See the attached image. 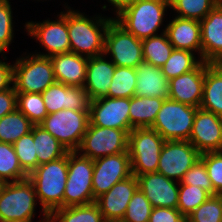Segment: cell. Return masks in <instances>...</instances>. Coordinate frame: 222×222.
I'll list each match as a JSON object with an SVG mask.
<instances>
[{"label": "cell", "instance_id": "cell-42", "mask_svg": "<svg viewBox=\"0 0 222 222\" xmlns=\"http://www.w3.org/2000/svg\"><path fill=\"white\" fill-rule=\"evenodd\" d=\"M13 16L9 0H0V51L8 49L14 37Z\"/></svg>", "mask_w": 222, "mask_h": 222}, {"label": "cell", "instance_id": "cell-19", "mask_svg": "<svg viewBox=\"0 0 222 222\" xmlns=\"http://www.w3.org/2000/svg\"><path fill=\"white\" fill-rule=\"evenodd\" d=\"M138 188L145 194L153 208H177L179 187L177 180L160 173H147L137 176Z\"/></svg>", "mask_w": 222, "mask_h": 222}, {"label": "cell", "instance_id": "cell-1", "mask_svg": "<svg viewBox=\"0 0 222 222\" xmlns=\"http://www.w3.org/2000/svg\"><path fill=\"white\" fill-rule=\"evenodd\" d=\"M67 8V29L70 39V52L87 58L104 53L105 35L113 17L94 15L88 18L85 13Z\"/></svg>", "mask_w": 222, "mask_h": 222}, {"label": "cell", "instance_id": "cell-23", "mask_svg": "<svg viewBox=\"0 0 222 222\" xmlns=\"http://www.w3.org/2000/svg\"><path fill=\"white\" fill-rule=\"evenodd\" d=\"M103 53L88 58L84 89L90 100L108 97V90L112 82L116 66L106 59Z\"/></svg>", "mask_w": 222, "mask_h": 222}, {"label": "cell", "instance_id": "cell-4", "mask_svg": "<svg viewBox=\"0 0 222 222\" xmlns=\"http://www.w3.org/2000/svg\"><path fill=\"white\" fill-rule=\"evenodd\" d=\"M23 55L13 64L15 91L41 94L56 82L51 59L36 54Z\"/></svg>", "mask_w": 222, "mask_h": 222}, {"label": "cell", "instance_id": "cell-31", "mask_svg": "<svg viewBox=\"0 0 222 222\" xmlns=\"http://www.w3.org/2000/svg\"><path fill=\"white\" fill-rule=\"evenodd\" d=\"M144 62L156 67H162L174 50L169 42L165 29L159 35L142 40Z\"/></svg>", "mask_w": 222, "mask_h": 222}, {"label": "cell", "instance_id": "cell-17", "mask_svg": "<svg viewBox=\"0 0 222 222\" xmlns=\"http://www.w3.org/2000/svg\"><path fill=\"white\" fill-rule=\"evenodd\" d=\"M138 189L135 175L116 183L108 192L96 198L95 203L106 222H120L133 194Z\"/></svg>", "mask_w": 222, "mask_h": 222}, {"label": "cell", "instance_id": "cell-24", "mask_svg": "<svg viewBox=\"0 0 222 222\" xmlns=\"http://www.w3.org/2000/svg\"><path fill=\"white\" fill-rule=\"evenodd\" d=\"M56 82L84 88L88 58L73 52L50 57Z\"/></svg>", "mask_w": 222, "mask_h": 222}, {"label": "cell", "instance_id": "cell-27", "mask_svg": "<svg viewBox=\"0 0 222 222\" xmlns=\"http://www.w3.org/2000/svg\"><path fill=\"white\" fill-rule=\"evenodd\" d=\"M165 99L159 97L130 98V131L134 128H151Z\"/></svg>", "mask_w": 222, "mask_h": 222}, {"label": "cell", "instance_id": "cell-6", "mask_svg": "<svg viewBox=\"0 0 222 222\" xmlns=\"http://www.w3.org/2000/svg\"><path fill=\"white\" fill-rule=\"evenodd\" d=\"M93 160L77 151L68 152V176L63 207L86 205L95 202L92 191Z\"/></svg>", "mask_w": 222, "mask_h": 222}, {"label": "cell", "instance_id": "cell-16", "mask_svg": "<svg viewBox=\"0 0 222 222\" xmlns=\"http://www.w3.org/2000/svg\"><path fill=\"white\" fill-rule=\"evenodd\" d=\"M189 141L201 154L222 152V117L198 108Z\"/></svg>", "mask_w": 222, "mask_h": 222}, {"label": "cell", "instance_id": "cell-41", "mask_svg": "<svg viewBox=\"0 0 222 222\" xmlns=\"http://www.w3.org/2000/svg\"><path fill=\"white\" fill-rule=\"evenodd\" d=\"M180 184L193 185L206 190L211 196L216 195L204 162L199 159L178 182Z\"/></svg>", "mask_w": 222, "mask_h": 222}, {"label": "cell", "instance_id": "cell-49", "mask_svg": "<svg viewBox=\"0 0 222 222\" xmlns=\"http://www.w3.org/2000/svg\"><path fill=\"white\" fill-rule=\"evenodd\" d=\"M39 222H53L50 218H43Z\"/></svg>", "mask_w": 222, "mask_h": 222}, {"label": "cell", "instance_id": "cell-39", "mask_svg": "<svg viewBox=\"0 0 222 222\" xmlns=\"http://www.w3.org/2000/svg\"><path fill=\"white\" fill-rule=\"evenodd\" d=\"M222 195H212L191 214L188 222H221Z\"/></svg>", "mask_w": 222, "mask_h": 222}, {"label": "cell", "instance_id": "cell-9", "mask_svg": "<svg viewBox=\"0 0 222 222\" xmlns=\"http://www.w3.org/2000/svg\"><path fill=\"white\" fill-rule=\"evenodd\" d=\"M89 123V111L63 109L48 114L39 125L64 145L68 151H76Z\"/></svg>", "mask_w": 222, "mask_h": 222}, {"label": "cell", "instance_id": "cell-8", "mask_svg": "<svg viewBox=\"0 0 222 222\" xmlns=\"http://www.w3.org/2000/svg\"><path fill=\"white\" fill-rule=\"evenodd\" d=\"M33 183L27 178L18 182L2 183L0 189V222L32 220L37 205Z\"/></svg>", "mask_w": 222, "mask_h": 222}, {"label": "cell", "instance_id": "cell-15", "mask_svg": "<svg viewBox=\"0 0 222 222\" xmlns=\"http://www.w3.org/2000/svg\"><path fill=\"white\" fill-rule=\"evenodd\" d=\"M130 98L104 97L92 100L89 108L90 125L130 130Z\"/></svg>", "mask_w": 222, "mask_h": 222}, {"label": "cell", "instance_id": "cell-12", "mask_svg": "<svg viewBox=\"0 0 222 222\" xmlns=\"http://www.w3.org/2000/svg\"><path fill=\"white\" fill-rule=\"evenodd\" d=\"M56 20H44L43 22H25V29L28 35L36 38L44 47L46 53L36 55L51 57L56 54L70 52V39L67 29V9L60 12Z\"/></svg>", "mask_w": 222, "mask_h": 222}, {"label": "cell", "instance_id": "cell-5", "mask_svg": "<svg viewBox=\"0 0 222 222\" xmlns=\"http://www.w3.org/2000/svg\"><path fill=\"white\" fill-rule=\"evenodd\" d=\"M164 143V138L151 128L132 129L128 142L132 175L156 173Z\"/></svg>", "mask_w": 222, "mask_h": 222}, {"label": "cell", "instance_id": "cell-28", "mask_svg": "<svg viewBox=\"0 0 222 222\" xmlns=\"http://www.w3.org/2000/svg\"><path fill=\"white\" fill-rule=\"evenodd\" d=\"M33 139L38 166L64 157L69 151L40 125H33Z\"/></svg>", "mask_w": 222, "mask_h": 222}, {"label": "cell", "instance_id": "cell-25", "mask_svg": "<svg viewBox=\"0 0 222 222\" xmlns=\"http://www.w3.org/2000/svg\"><path fill=\"white\" fill-rule=\"evenodd\" d=\"M138 97H159L169 99V80L163 74L161 67L142 62L135 68Z\"/></svg>", "mask_w": 222, "mask_h": 222}, {"label": "cell", "instance_id": "cell-40", "mask_svg": "<svg viewBox=\"0 0 222 222\" xmlns=\"http://www.w3.org/2000/svg\"><path fill=\"white\" fill-rule=\"evenodd\" d=\"M152 205L145 194L138 188L133 194L125 215L120 222H148L152 212Z\"/></svg>", "mask_w": 222, "mask_h": 222}, {"label": "cell", "instance_id": "cell-20", "mask_svg": "<svg viewBox=\"0 0 222 222\" xmlns=\"http://www.w3.org/2000/svg\"><path fill=\"white\" fill-rule=\"evenodd\" d=\"M205 62L194 70L169 80V99L200 108L203 98Z\"/></svg>", "mask_w": 222, "mask_h": 222}, {"label": "cell", "instance_id": "cell-22", "mask_svg": "<svg viewBox=\"0 0 222 222\" xmlns=\"http://www.w3.org/2000/svg\"><path fill=\"white\" fill-rule=\"evenodd\" d=\"M165 33L174 49L198 52L202 60L200 21L175 16L165 26Z\"/></svg>", "mask_w": 222, "mask_h": 222}, {"label": "cell", "instance_id": "cell-21", "mask_svg": "<svg viewBox=\"0 0 222 222\" xmlns=\"http://www.w3.org/2000/svg\"><path fill=\"white\" fill-rule=\"evenodd\" d=\"M202 61L222 63V1L200 21Z\"/></svg>", "mask_w": 222, "mask_h": 222}, {"label": "cell", "instance_id": "cell-33", "mask_svg": "<svg viewBox=\"0 0 222 222\" xmlns=\"http://www.w3.org/2000/svg\"><path fill=\"white\" fill-rule=\"evenodd\" d=\"M202 60L196 59L195 53L187 50L174 49L169 59L161 67L168 80L194 70Z\"/></svg>", "mask_w": 222, "mask_h": 222}, {"label": "cell", "instance_id": "cell-3", "mask_svg": "<svg viewBox=\"0 0 222 222\" xmlns=\"http://www.w3.org/2000/svg\"><path fill=\"white\" fill-rule=\"evenodd\" d=\"M170 0H139L124 9L114 20L138 39L158 35ZM164 18V19H163Z\"/></svg>", "mask_w": 222, "mask_h": 222}, {"label": "cell", "instance_id": "cell-37", "mask_svg": "<svg viewBox=\"0 0 222 222\" xmlns=\"http://www.w3.org/2000/svg\"><path fill=\"white\" fill-rule=\"evenodd\" d=\"M13 147L22 170L29 176L38 167L33 139V127L31 132L14 142Z\"/></svg>", "mask_w": 222, "mask_h": 222}, {"label": "cell", "instance_id": "cell-11", "mask_svg": "<svg viewBox=\"0 0 222 222\" xmlns=\"http://www.w3.org/2000/svg\"><path fill=\"white\" fill-rule=\"evenodd\" d=\"M104 54H109L117 67L136 68L144 61L142 40L127 32L114 19L106 31Z\"/></svg>", "mask_w": 222, "mask_h": 222}, {"label": "cell", "instance_id": "cell-13", "mask_svg": "<svg viewBox=\"0 0 222 222\" xmlns=\"http://www.w3.org/2000/svg\"><path fill=\"white\" fill-rule=\"evenodd\" d=\"M200 157L201 153L190 141H165L161 149L157 173L180 182Z\"/></svg>", "mask_w": 222, "mask_h": 222}, {"label": "cell", "instance_id": "cell-36", "mask_svg": "<svg viewBox=\"0 0 222 222\" xmlns=\"http://www.w3.org/2000/svg\"><path fill=\"white\" fill-rule=\"evenodd\" d=\"M16 95L17 109L34 125H39L48 115L42 94L16 92Z\"/></svg>", "mask_w": 222, "mask_h": 222}, {"label": "cell", "instance_id": "cell-47", "mask_svg": "<svg viewBox=\"0 0 222 222\" xmlns=\"http://www.w3.org/2000/svg\"><path fill=\"white\" fill-rule=\"evenodd\" d=\"M139 0H107L112 6H114L113 11H115V15H119L124 9L127 7L134 5L138 2Z\"/></svg>", "mask_w": 222, "mask_h": 222}, {"label": "cell", "instance_id": "cell-29", "mask_svg": "<svg viewBox=\"0 0 222 222\" xmlns=\"http://www.w3.org/2000/svg\"><path fill=\"white\" fill-rule=\"evenodd\" d=\"M53 222H106L95 202L57 208L49 214Z\"/></svg>", "mask_w": 222, "mask_h": 222}, {"label": "cell", "instance_id": "cell-38", "mask_svg": "<svg viewBox=\"0 0 222 222\" xmlns=\"http://www.w3.org/2000/svg\"><path fill=\"white\" fill-rule=\"evenodd\" d=\"M179 185L177 209L187 216L211 196L202 188L186 184Z\"/></svg>", "mask_w": 222, "mask_h": 222}, {"label": "cell", "instance_id": "cell-10", "mask_svg": "<svg viewBox=\"0 0 222 222\" xmlns=\"http://www.w3.org/2000/svg\"><path fill=\"white\" fill-rule=\"evenodd\" d=\"M130 130L88 125L79 148L80 155L92 160L128 152Z\"/></svg>", "mask_w": 222, "mask_h": 222}, {"label": "cell", "instance_id": "cell-7", "mask_svg": "<svg viewBox=\"0 0 222 222\" xmlns=\"http://www.w3.org/2000/svg\"><path fill=\"white\" fill-rule=\"evenodd\" d=\"M197 107L165 99L151 129L165 141H189Z\"/></svg>", "mask_w": 222, "mask_h": 222}, {"label": "cell", "instance_id": "cell-14", "mask_svg": "<svg viewBox=\"0 0 222 222\" xmlns=\"http://www.w3.org/2000/svg\"><path fill=\"white\" fill-rule=\"evenodd\" d=\"M92 191L94 198L108 192L116 183L132 176L129 152L93 160Z\"/></svg>", "mask_w": 222, "mask_h": 222}, {"label": "cell", "instance_id": "cell-35", "mask_svg": "<svg viewBox=\"0 0 222 222\" xmlns=\"http://www.w3.org/2000/svg\"><path fill=\"white\" fill-rule=\"evenodd\" d=\"M136 73L132 67H117L108 90V97L131 98L135 95Z\"/></svg>", "mask_w": 222, "mask_h": 222}, {"label": "cell", "instance_id": "cell-2", "mask_svg": "<svg viewBox=\"0 0 222 222\" xmlns=\"http://www.w3.org/2000/svg\"><path fill=\"white\" fill-rule=\"evenodd\" d=\"M68 176V153L57 160L39 165L28 179L33 183L42 208V218L63 208V197Z\"/></svg>", "mask_w": 222, "mask_h": 222}, {"label": "cell", "instance_id": "cell-44", "mask_svg": "<svg viewBox=\"0 0 222 222\" xmlns=\"http://www.w3.org/2000/svg\"><path fill=\"white\" fill-rule=\"evenodd\" d=\"M148 222H188V216L177 208L156 207L152 209Z\"/></svg>", "mask_w": 222, "mask_h": 222}, {"label": "cell", "instance_id": "cell-34", "mask_svg": "<svg viewBox=\"0 0 222 222\" xmlns=\"http://www.w3.org/2000/svg\"><path fill=\"white\" fill-rule=\"evenodd\" d=\"M222 0H170L176 17L201 21Z\"/></svg>", "mask_w": 222, "mask_h": 222}, {"label": "cell", "instance_id": "cell-30", "mask_svg": "<svg viewBox=\"0 0 222 222\" xmlns=\"http://www.w3.org/2000/svg\"><path fill=\"white\" fill-rule=\"evenodd\" d=\"M33 123L18 109L0 119V142L13 144L31 132Z\"/></svg>", "mask_w": 222, "mask_h": 222}, {"label": "cell", "instance_id": "cell-43", "mask_svg": "<svg viewBox=\"0 0 222 222\" xmlns=\"http://www.w3.org/2000/svg\"><path fill=\"white\" fill-rule=\"evenodd\" d=\"M208 176L216 195H222V152H207L201 154Z\"/></svg>", "mask_w": 222, "mask_h": 222}, {"label": "cell", "instance_id": "cell-46", "mask_svg": "<svg viewBox=\"0 0 222 222\" xmlns=\"http://www.w3.org/2000/svg\"><path fill=\"white\" fill-rule=\"evenodd\" d=\"M11 84H13V64L0 60V91L12 88Z\"/></svg>", "mask_w": 222, "mask_h": 222}, {"label": "cell", "instance_id": "cell-32", "mask_svg": "<svg viewBox=\"0 0 222 222\" xmlns=\"http://www.w3.org/2000/svg\"><path fill=\"white\" fill-rule=\"evenodd\" d=\"M28 178L22 170L13 144L0 142V182H18Z\"/></svg>", "mask_w": 222, "mask_h": 222}, {"label": "cell", "instance_id": "cell-45", "mask_svg": "<svg viewBox=\"0 0 222 222\" xmlns=\"http://www.w3.org/2000/svg\"><path fill=\"white\" fill-rule=\"evenodd\" d=\"M17 109V95L14 86L0 91V119Z\"/></svg>", "mask_w": 222, "mask_h": 222}, {"label": "cell", "instance_id": "cell-26", "mask_svg": "<svg viewBox=\"0 0 222 222\" xmlns=\"http://www.w3.org/2000/svg\"><path fill=\"white\" fill-rule=\"evenodd\" d=\"M202 110L222 117V64L205 62Z\"/></svg>", "mask_w": 222, "mask_h": 222}, {"label": "cell", "instance_id": "cell-48", "mask_svg": "<svg viewBox=\"0 0 222 222\" xmlns=\"http://www.w3.org/2000/svg\"><path fill=\"white\" fill-rule=\"evenodd\" d=\"M3 222H32V220H10V221H3Z\"/></svg>", "mask_w": 222, "mask_h": 222}, {"label": "cell", "instance_id": "cell-18", "mask_svg": "<svg viewBox=\"0 0 222 222\" xmlns=\"http://www.w3.org/2000/svg\"><path fill=\"white\" fill-rule=\"evenodd\" d=\"M48 114L63 109L89 111L91 100L81 87L68 86L55 82L41 93Z\"/></svg>", "mask_w": 222, "mask_h": 222}]
</instances>
